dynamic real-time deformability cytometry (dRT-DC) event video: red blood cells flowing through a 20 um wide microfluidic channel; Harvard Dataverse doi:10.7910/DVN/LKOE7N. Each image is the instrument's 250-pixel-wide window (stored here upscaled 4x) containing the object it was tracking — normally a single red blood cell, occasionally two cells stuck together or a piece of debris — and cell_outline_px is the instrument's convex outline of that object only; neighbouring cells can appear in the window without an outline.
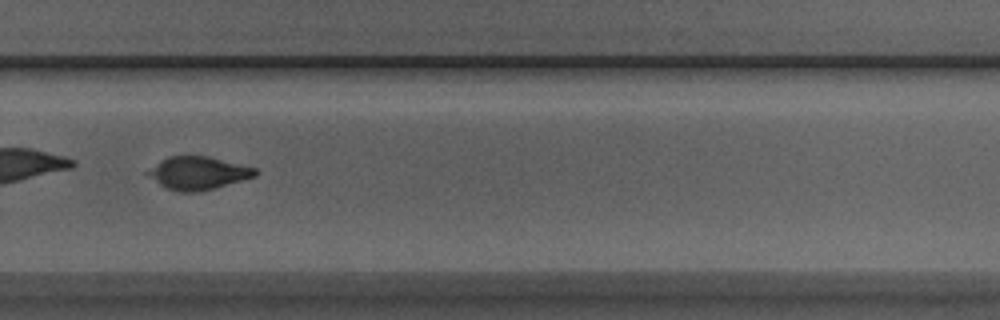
{"species": "Egyptian fruit bat (a non-hibernating species)", "species_latin": "Rousettus aegyptiacus", "temperature_condition": "room temperature", "stored_images_in_passage": 34, "camera_frame_rate_fps": 3000, "um_per_image_px": 0.085, "animal": {"sex": "male"}, "frame": {"image": 1, "passage_image": 20, "time_ms": 6.333, "image_size_px": [1000, 320], "cell_outline_px": [[256, 176], [212, 188], [196, 192], [184, 192], [168, 188], [160, 184], [144, 172], [160, 160], [168, 156], [208, 156], [256, 168]], "centroid_in_image_um": [16.8, 14.69], "position_along_channel_um": 313.0, "area_um2": 20.17}, "authors_computed_cell_mechanics": {"area_um2": 20.8658, "velocity_mm_per_s": 3.8866, "shape_relaxation_time_tau1_ms": 6.3165, "shape_relaxation_time_tau2_ms": 2.3836, "deformation_change_tau1": 0.186, "deformation_change_tau2": 0.0521}}